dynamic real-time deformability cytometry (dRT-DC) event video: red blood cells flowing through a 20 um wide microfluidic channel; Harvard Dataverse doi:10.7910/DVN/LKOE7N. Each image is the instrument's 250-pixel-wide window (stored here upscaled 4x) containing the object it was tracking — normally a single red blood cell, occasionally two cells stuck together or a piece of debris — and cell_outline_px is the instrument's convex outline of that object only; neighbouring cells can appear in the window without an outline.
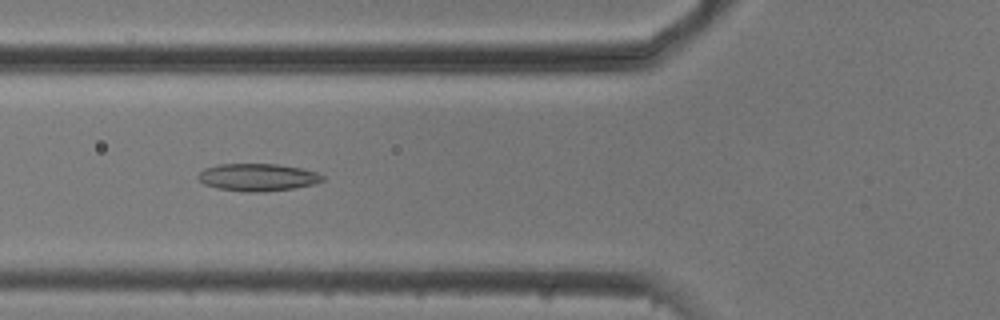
{"species": "common noctule bat (a hibernating species)", "species_latin": "Nyctalus noctula", "temperature_condition": "cold", "stored_images_in_passage": 50, "camera_frame_rate_fps": 3000, "um_per_image_px": 0.085, "animal": {"sex": "male", "body_mass_g": 20.5, "forearm_length_mm": 52.5}, "frame": {"image": 1, "passage_image": 15, "time_ms": 4.667, "image_size_px": [1000, 320], "cell_outline_px": [[324, 180], [312, 184], [292, 188], [264, 192], [244, 192], [216, 188], [204, 184], [196, 176], [204, 168], [220, 164], [276, 164], [300, 168], [316, 172], [324, 176]], "centroid_in_image_um": [21.86, 15.07], "position_along_channel_um": 103.9, "area_um2": 19.83}}
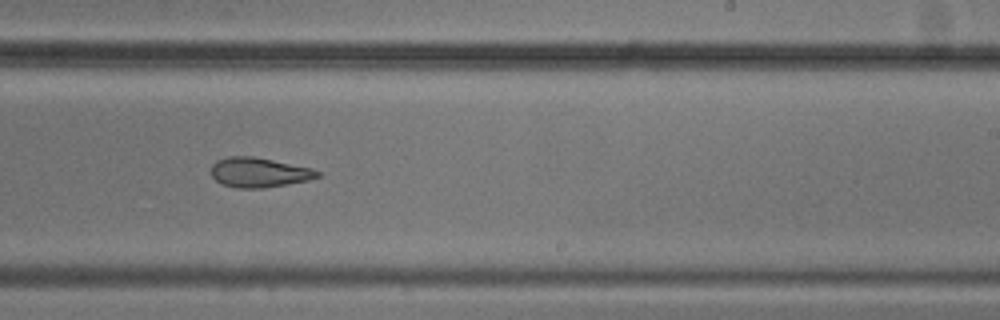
{"frame": {"image": 2, "passage_image": 28, "time_ms": 9.0, "image_size_px": [1000, 320], "cell_outline_px": [[320, 176], [308, 180], [264, 188], [236, 188], [224, 184], [216, 180], [212, 176], [212, 164], [216, 160], [228, 156], [252, 156], [312, 168], [320, 172]], "centroid_in_image_um": [22.0, 14.65], "position_along_channel_um": 267.0, "area_um2": 18.26}}
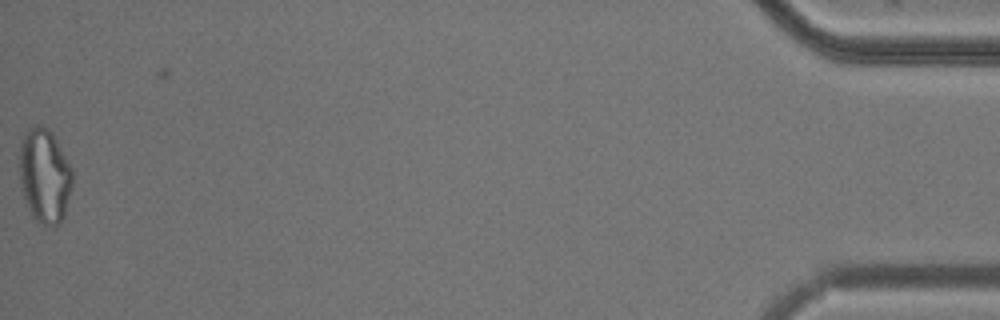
{"frame": {"image": 3, "passage_image": 49, "time_ms": 16.0, "image_size_px": [1000, 320], "cell_outline_px": [[72, 188], [64, 216], [60, 224], [56, 228], [44, 224], [36, 220], [32, 216], [28, 208], [24, 196], [20, 180], [20, 140], [28, 128], [36, 124], [40, 124], [48, 128], [52, 132], [72, 168]], "centroid_in_image_um": [3.8, 14.93], "position_along_channel_um": 431.4, "area_um2": 29.36}, "authors_computed_cell_mechanics": {"area_um2": 20.8658, "velocity_mm_per_s": 3.7559, "shape_relaxation_time_tau1_ms": null, "shape_relaxation_time_tau2_ms": 4.5229, "deformation_change_tau1": null, "deformation_change_tau2": 0.1361}}